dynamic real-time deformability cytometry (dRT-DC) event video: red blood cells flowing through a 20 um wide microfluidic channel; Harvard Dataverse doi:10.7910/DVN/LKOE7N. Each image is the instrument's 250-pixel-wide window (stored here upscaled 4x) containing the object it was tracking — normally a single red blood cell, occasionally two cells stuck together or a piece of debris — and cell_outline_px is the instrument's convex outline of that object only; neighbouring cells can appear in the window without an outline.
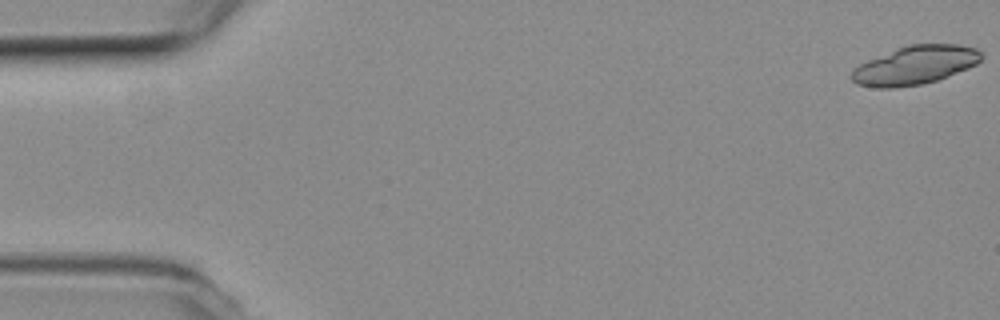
{"species": "common noctule bat (a hibernating species)", "species_latin": "Nyctalus noctula", "temperature_condition": "room temperature", "stored_images_in_passage": 35, "camera_frame_rate_fps": 3000, "um_per_image_px": 0.085, "animal": {"sex": "female", "body_mass_g": 19.3, "forearm_length_mm": 54.1}, "frame": {"image": 1, "passage_image": 1, "time_ms": 0.0, "image_size_px": [1000, 320], "cell_outline_px": [[984, 56], [976, 64], [968, 68], [936, 80], [920, 84], [892, 88], [876, 88], [856, 84], [848, 76], [852, 68], [868, 60], [908, 44], [960, 44], [976, 48]], "centroid_in_image_um": [77.75, 5.54], "position_along_channel_um": 7.3, "area_um2": 29.13}}